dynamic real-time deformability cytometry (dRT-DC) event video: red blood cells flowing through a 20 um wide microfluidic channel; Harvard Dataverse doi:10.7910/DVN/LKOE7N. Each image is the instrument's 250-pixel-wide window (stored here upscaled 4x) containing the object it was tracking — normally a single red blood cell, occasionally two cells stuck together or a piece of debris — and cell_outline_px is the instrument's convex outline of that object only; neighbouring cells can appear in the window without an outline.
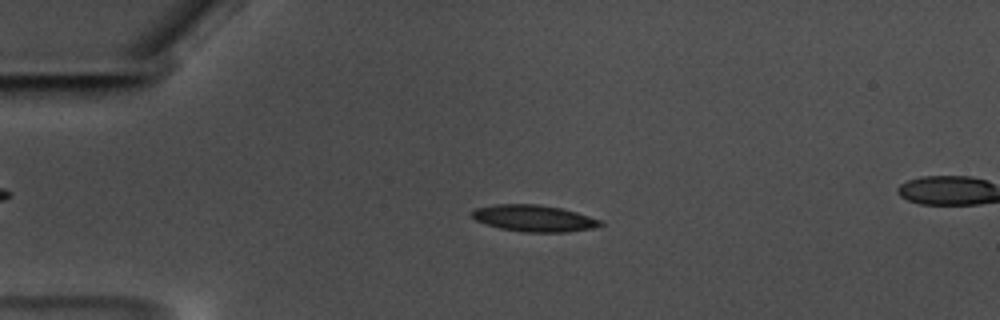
{"species": "common noctule bat (a hibernating species)", "species_latin": "Nyctalus noctula", "temperature_condition": "warm", "stored_images_in_passage": 57, "segment_of_instrument_passage": [1, 2], "camera_frame_rate_fps": 3000, "um_per_image_px": 0.085, "animal": {"sex": "male", "body_mass_g": 17.5, "forearm_length_mm": 52.3}, "frame": {"image": 1, "passage_image": 11, "time_ms": 3.333, "image_size_px": [1000, 320], "cell_outline_px": [[604, 224], [592, 228], [564, 232], [524, 232], [500, 228], [484, 224], [476, 220], [472, 216], [472, 212], [476, 208], [492, 204], [536, 204], [560, 208], [576, 212], [600, 220]], "centroid_in_image_um": [45.34, 18.55], "position_along_channel_um": 39.7, "area_um2": 19.71}}
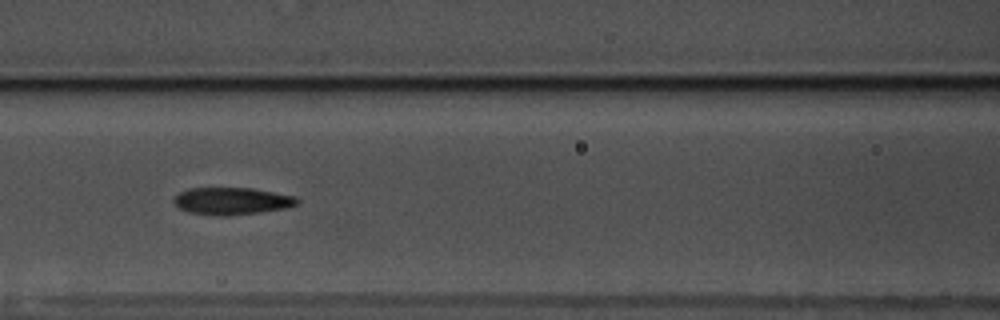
{"frame": {"image": 2, "passage_image": 23, "time_ms": 7.333, "image_size_px": [1000, 320], "cell_outline_px": [[300, 200], [296, 204], [284, 208], [260, 212], [228, 216], [216, 216], [188, 212], [180, 208], [172, 200], [180, 192], [188, 188], [252, 188], [296, 196]], "centroid_in_image_um": [19.7, 17.09], "position_along_channel_um": 146.9, "area_um2": 19.54}}
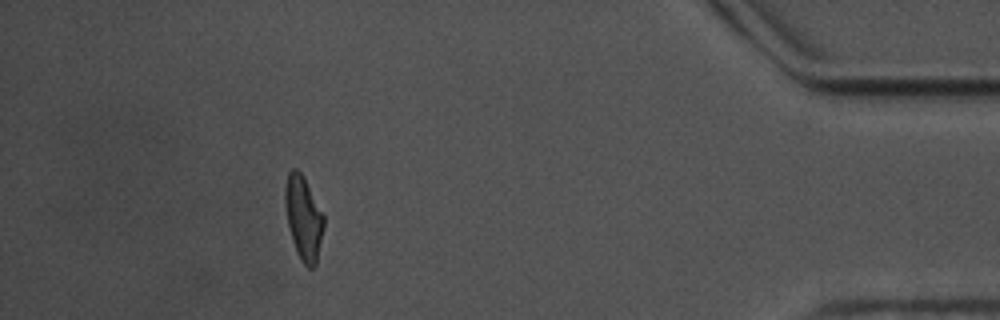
{"frame": {"image": 3, "passage_image": 50, "time_ms": 16.333, "image_size_px": [1000, 320], "cell_outline_px": [[324, 228], [316, 264], [312, 268], [308, 268], [300, 260], [296, 252], [292, 240], [288, 224], [284, 204], [284, 188], [288, 172], [292, 168], [296, 168], [304, 176], [324, 216]], "centroid_in_image_um": [25.78, 18.51], "position_along_channel_um": 409.4, "area_um2": 19.07}}